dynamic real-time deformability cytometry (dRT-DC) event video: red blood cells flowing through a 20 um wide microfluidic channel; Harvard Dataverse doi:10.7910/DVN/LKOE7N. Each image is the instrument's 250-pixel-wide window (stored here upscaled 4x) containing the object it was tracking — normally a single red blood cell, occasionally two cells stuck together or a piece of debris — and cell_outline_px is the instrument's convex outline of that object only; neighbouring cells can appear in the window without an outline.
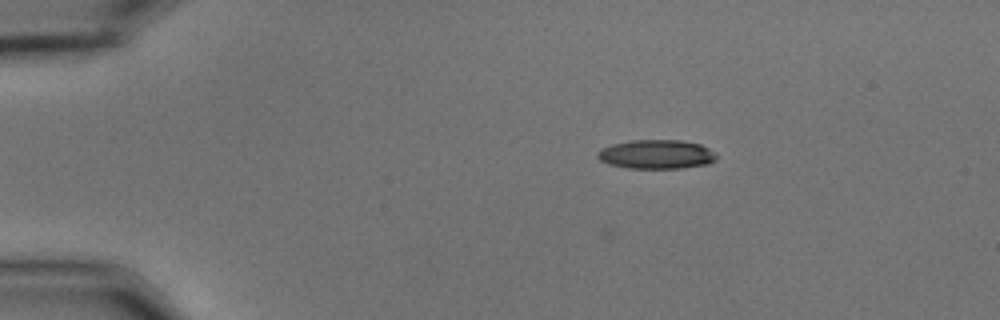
{"species": "common noctule bat (a hibernating species)", "species_latin": "Nyctalus noctula", "temperature_condition": "cold", "stored_images_in_passage": 5, "camera_frame_rate_fps": 3000, "um_per_image_px": 0.085, "animal": {"sex": "male", "body_mass_g": 15.6}, "frame": {"image": 1, "passage_image": 5, "time_ms": 1.333, "image_size_px": [1000, 320], "cell_outline_px": [[716, 160], [708, 164], [680, 168], [628, 168], [608, 164], [600, 160], [596, 156], [596, 152], [600, 148], [612, 144], [632, 140], [680, 140], [700, 144], [708, 148], [716, 156]], "centroid_in_image_um": [55.75, 13.11], "position_along_channel_um": 29.3, "area_um2": 20.17}}